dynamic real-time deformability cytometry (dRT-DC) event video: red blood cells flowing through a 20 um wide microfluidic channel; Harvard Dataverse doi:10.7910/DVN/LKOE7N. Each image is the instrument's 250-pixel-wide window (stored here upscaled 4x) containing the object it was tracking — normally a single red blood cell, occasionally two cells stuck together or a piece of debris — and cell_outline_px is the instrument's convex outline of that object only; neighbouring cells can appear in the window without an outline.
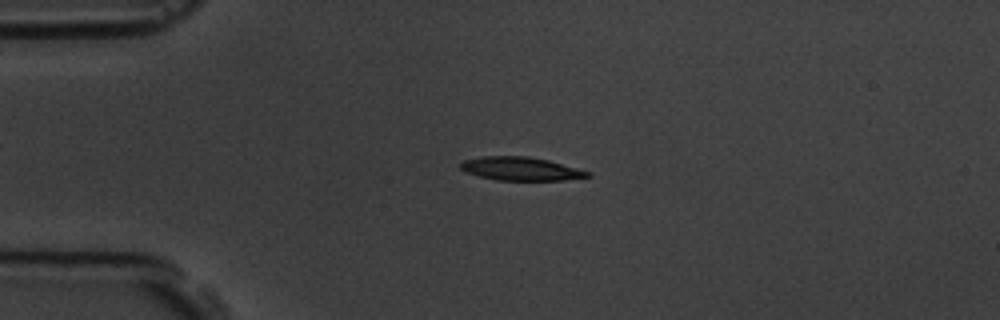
{"species": "common noctule bat (a hibernating species)", "species_latin": "Nyctalus noctula", "temperature_condition": "room temperature", "stored_images_in_passage": 5, "camera_frame_rate_fps": 3000, "um_per_image_px": 0.085, "animal": {"sex": "male", "body_mass_g": 19.5, "forearm_length_mm": 54.6}, "frame": {"image": 1, "passage_image": 3, "time_ms": 3.0, "image_size_px": [1000, 320], "cell_outline_px": [[592, 176], [564, 180], [496, 180], [464, 172], [460, 168], [460, 164], [464, 160], [480, 156], [528, 156], [548, 160], [592, 172]], "centroid_in_image_um": [44.27, 14.34], "position_along_channel_um": 40.7, "area_um2": 17.4}}
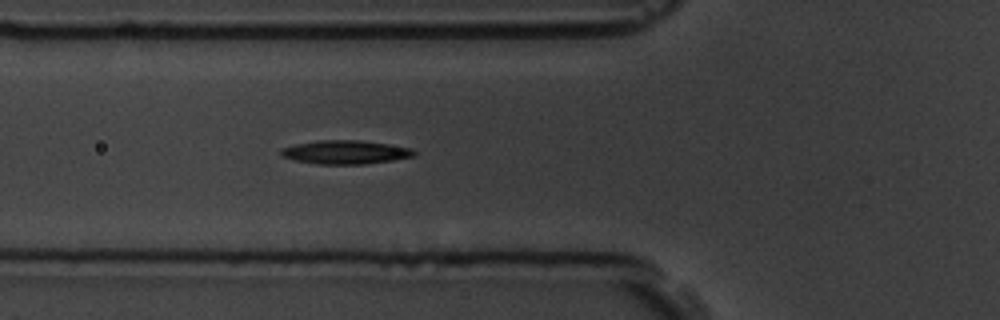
{"frame": {"image": 2, "passage_image": 5, "time_ms": 5.333, "image_size_px": [1000, 320], "cell_outline_px": [[416, 156], [392, 160], [364, 164], [316, 164], [296, 160], [280, 156], [280, 148], [296, 144], [320, 140], [360, 140], [388, 144], [412, 148], [416, 152]], "centroid_in_image_um": [29.36, 12.93], "position_along_channel_um": 96.4, "area_um2": 18.38}}